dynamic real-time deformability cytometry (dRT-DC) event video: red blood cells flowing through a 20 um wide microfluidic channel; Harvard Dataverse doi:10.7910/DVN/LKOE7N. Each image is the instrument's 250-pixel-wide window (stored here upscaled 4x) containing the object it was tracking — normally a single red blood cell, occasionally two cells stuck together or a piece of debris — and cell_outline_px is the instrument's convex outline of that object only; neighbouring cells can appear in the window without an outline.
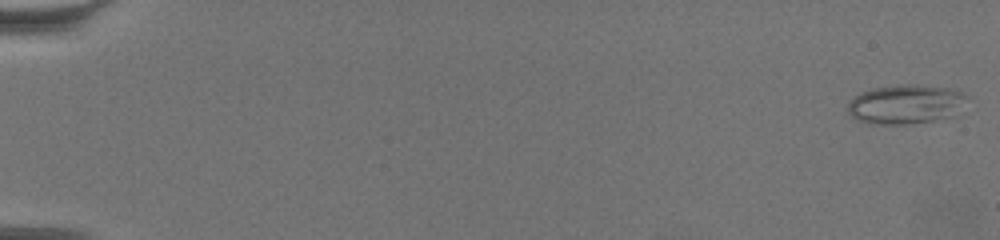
{"species": "common noctule bat (a hibernating species)", "species_latin": "Nyctalus noctula", "temperature_condition": "warm", "stored_images_in_passage": 13, "camera_frame_rate_fps": 3000, "um_per_image_px": 0.085, "animal": {"sex": "female", "body_mass_g": 19.5, "forearm_length_mm": 54.1}, "frame": {"image": 1, "passage_image": 1, "time_ms": 0.0, "image_size_px": [1000, 240], "cell_outline_px": [[972, 96], [956, 116], [908, 124], [868, 124], [856, 120], [848, 112], [848, 104], [860, 92], [872, 88], [900, 84], [912, 84], [948, 88]], "centroid_in_image_um": [77.03, 8.86], "position_along_channel_um": 8.0, "area_um2": 27.69}}